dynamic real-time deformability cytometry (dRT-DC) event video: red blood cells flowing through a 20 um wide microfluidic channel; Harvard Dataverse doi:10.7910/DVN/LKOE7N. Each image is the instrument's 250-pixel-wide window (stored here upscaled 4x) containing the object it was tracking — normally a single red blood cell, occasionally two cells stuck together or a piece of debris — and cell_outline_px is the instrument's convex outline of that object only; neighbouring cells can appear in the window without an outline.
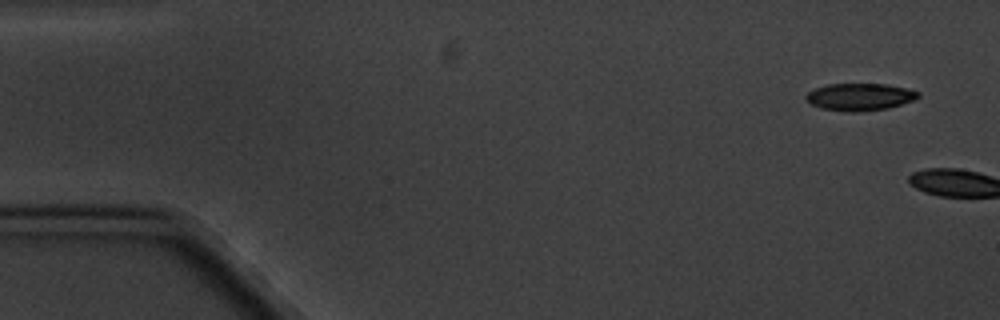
{"species": "common noctule bat (a hibernating species)", "species_latin": "Nyctalus noctula", "temperature_condition": "cold", "stored_images_in_passage": 2, "camera_frame_rate_fps": 3000, "um_per_image_px": 0.085, "animal": {"sex": "male", "body_mass_g": 20.1, "forearm_length_mm": 53.5}, "frame": {"image": 1, "passage_image": 1, "time_ms": 0.0, "image_size_px": [1000, 320], "cell_outline_px": [[920, 96], [916, 100], [888, 108], [860, 112], [844, 112], [820, 108], [812, 104], [804, 96], [808, 92], [816, 88], [828, 84], [884, 84], [904, 88], [920, 92]], "centroid_in_image_um": [73.09, 8.25], "position_along_channel_um": 11.9, "area_um2": 17.86}}